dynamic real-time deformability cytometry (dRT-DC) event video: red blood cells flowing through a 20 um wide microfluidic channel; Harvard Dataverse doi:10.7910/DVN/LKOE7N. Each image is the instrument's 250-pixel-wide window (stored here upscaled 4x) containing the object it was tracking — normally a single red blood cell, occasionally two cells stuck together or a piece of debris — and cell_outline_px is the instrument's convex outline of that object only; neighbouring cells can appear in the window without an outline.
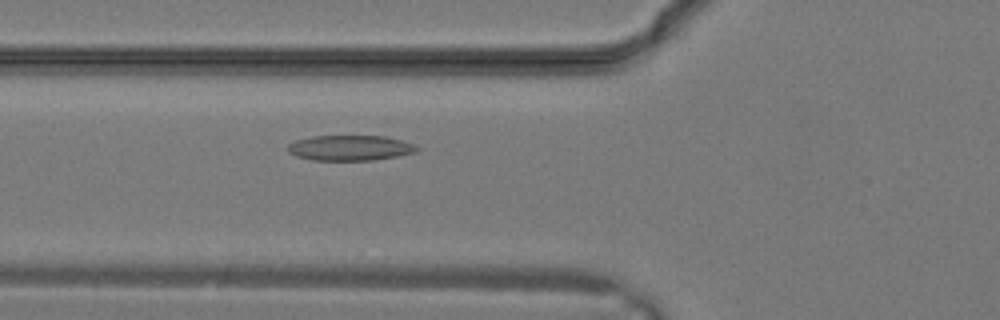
{"species": "common noctule bat (a hibernating species)", "species_latin": "Nyctalus noctula", "temperature_condition": "warm", "stored_images_in_passage": 4, "camera_frame_rate_fps": 3000, "um_per_image_px": 0.085, "animal": {"sex": "male", "body_mass_g": 19.2, "forearm_length_mm": 51.8}, "frame": {"image": 1, "passage_image": 2, "time_ms": 0.333, "image_size_px": [1000, 320], "cell_outline_px": [[420, 148], [416, 152], [396, 156], [372, 160], [312, 160], [296, 156], [288, 152], [288, 144], [296, 140], [312, 136], [384, 136], [400, 140], [412, 144]], "centroid_in_image_um": [29.72, 12.57], "position_along_channel_um": 96.1, "area_um2": 18.9}}
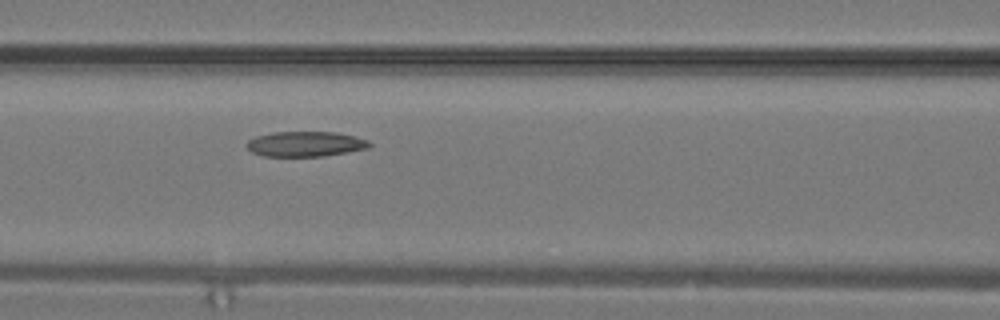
{"frame": {"image": 2, "passage_image": 4, "time_ms": 1.0, "image_size_px": [1000, 320], "cell_outline_px": [[372, 144], [368, 148], [324, 156], [264, 156], [252, 152], [244, 144], [248, 140], [256, 136], [272, 132], [336, 132], [368, 140]], "centroid_in_image_um": [25.92, 12.23], "position_along_channel_um": 140.7, "area_um2": 17.92}}